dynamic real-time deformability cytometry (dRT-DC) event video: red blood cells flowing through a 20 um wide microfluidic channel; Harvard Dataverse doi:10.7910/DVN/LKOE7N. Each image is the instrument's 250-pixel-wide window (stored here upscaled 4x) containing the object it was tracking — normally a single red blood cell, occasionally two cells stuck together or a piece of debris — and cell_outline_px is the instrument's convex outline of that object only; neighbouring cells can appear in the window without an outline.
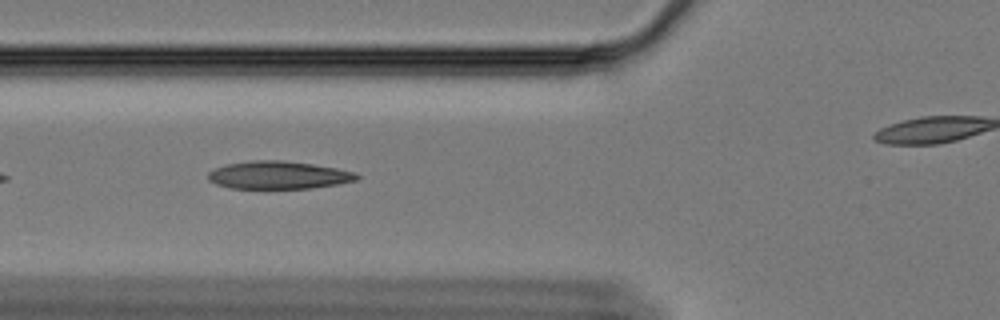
{"species": "Egyptian fruit bat (a non-hibernating species)", "species_latin": "Rousettus aegyptiacus", "temperature_condition": "cold", "stored_images_in_passage": 18, "camera_frame_rate_fps": 3000, "um_per_image_px": 0.085, "animal": {"sex": "female"}, "frame": {"image": 1, "passage_image": 6, "time_ms": 1.667, "image_size_px": [1000, 320], "cell_outline_px": [[360, 176], [356, 180], [336, 184], [312, 188], [228, 188], [216, 184], [208, 180], [208, 172], [216, 168], [228, 164], [252, 160], [280, 160], [312, 164], [336, 168], [352, 172]], "centroid_in_image_um": [23.63, 14.88], "position_along_channel_um": 102.2, "area_um2": 23.81}}
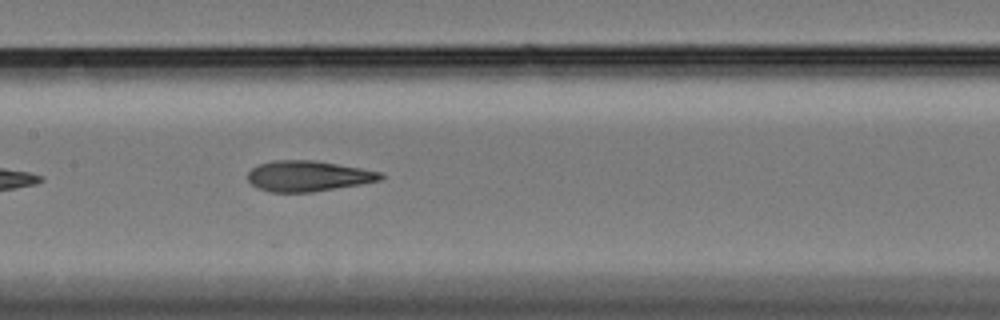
{"frame": {"image": 2, "passage_image": 13, "time_ms": 4.0, "image_size_px": [1000, 320], "cell_outline_px": [[384, 176], [380, 180], [360, 184], [312, 192], [272, 192], [256, 188], [248, 180], [248, 172], [252, 168], [260, 164], [276, 160], [312, 160], [360, 168], [380, 172]], "centroid_in_image_um": [26.15, 14.97], "position_along_channel_um": 181.2, "area_um2": 23.41}}